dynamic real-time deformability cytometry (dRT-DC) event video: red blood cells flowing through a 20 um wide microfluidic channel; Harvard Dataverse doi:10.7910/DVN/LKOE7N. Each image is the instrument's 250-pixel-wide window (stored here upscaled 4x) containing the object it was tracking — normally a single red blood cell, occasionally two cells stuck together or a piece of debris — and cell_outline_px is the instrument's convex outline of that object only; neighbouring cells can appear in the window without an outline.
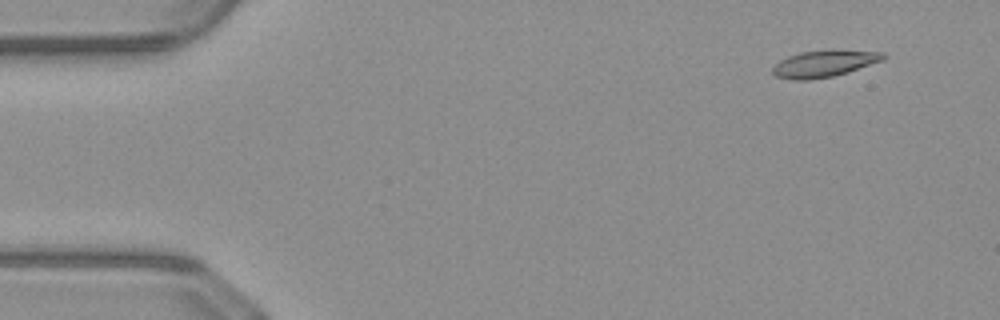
{"species": "common noctule bat (a hibernating species)", "species_latin": "Nyctalus noctula", "temperature_condition": "warm", "stored_images_in_passage": 48, "camera_frame_rate_fps": 3000, "um_per_image_px": 0.085, "animal": {"sex": "male", "body_mass_g": 23.1, "forearm_length_mm": 52.7}, "frame": {"image": 1, "passage_image": 1, "time_ms": 0.0, "image_size_px": [1000, 320], "cell_outline_px": [[888, 56], [884, 60], [848, 72], [832, 76], [808, 80], [792, 80], [776, 76], [772, 72], [772, 68], [780, 60], [788, 56], [800, 52], [828, 48], [884, 52]], "centroid_in_image_um": [70.1, 5.37], "position_along_channel_um": 14.9, "area_um2": 17.69}}
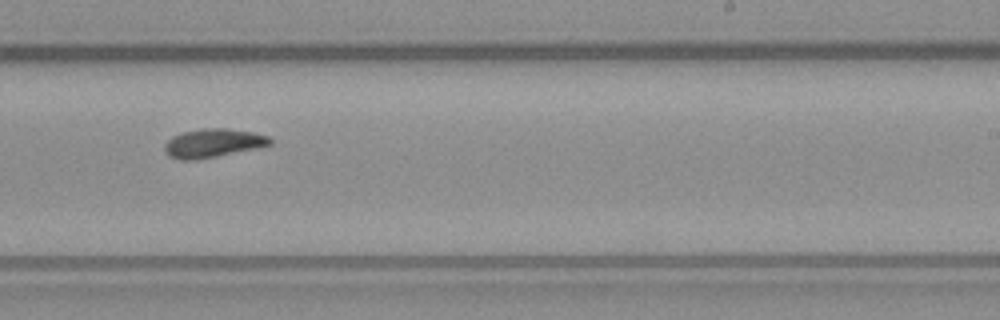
{"frame": {"image": 2, "passage_image": 28, "time_ms": 9.0, "image_size_px": [1000, 320], "cell_outline_px": [[272, 144], [256, 148], [196, 160], [180, 160], [168, 156], [164, 152], [164, 144], [172, 136], [184, 132], [200, 128], [228, 128], [252, 132], [268, 136], [272, 140]], "centroid_in_image_um": [18.07, 12.16], "position_along_channel_um": 270.9, "area_um2": 17.63}}
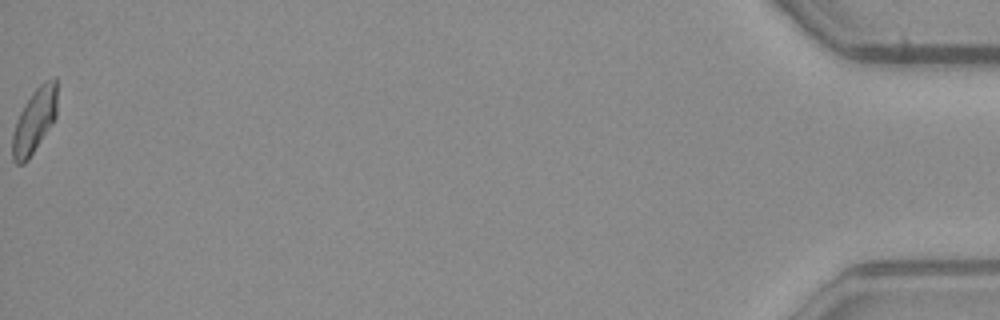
{"frame": {"image": 3, "passage_image": 48, "time_ms": 15.667, "image_size_px": [1000, 320], "cell_outline_px": [[56, 116], [52, 124], [28, 160], [24, 164], [16, 164], [12, 160], [12, 132], [16, 120], [24, 104], [32, 92], [44, 80], [56, 76]], "centroid_in_image_um": [2.9, 10.27], "position_along_channel_um": 432.3, "area_um2": 16.94}, "authors_computed_cell_mechanics": {"area_um2": 16.9643, "velocity_mm_per_s": 4.0674, "shape_relaxation_time_tau1_ms": 3.0608, "shape_relaxation_time_tau2_ms": null, "deformation_change_tau1": 0.1607, "deformation_change_tau2": null}}